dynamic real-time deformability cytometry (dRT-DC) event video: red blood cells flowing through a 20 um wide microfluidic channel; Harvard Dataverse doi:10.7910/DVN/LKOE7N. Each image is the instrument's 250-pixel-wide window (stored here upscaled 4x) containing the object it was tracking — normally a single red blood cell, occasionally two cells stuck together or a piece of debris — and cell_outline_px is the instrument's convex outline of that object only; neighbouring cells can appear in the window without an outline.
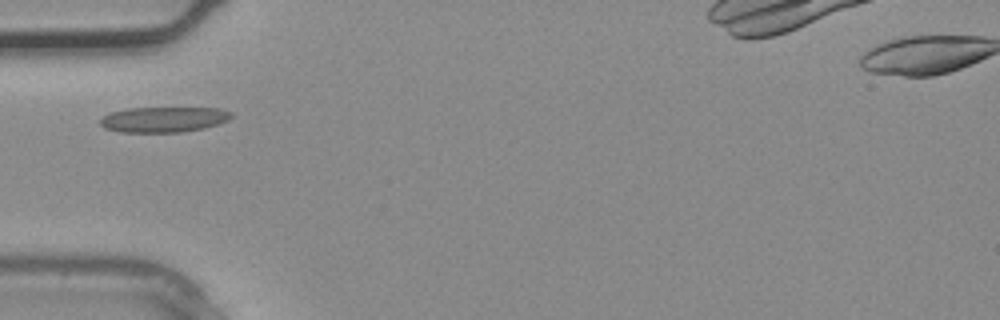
{"species": "common noctule bat (a hibernating species)", "species_latin": "Nyctalus noctula", "temperature_condition": "warm", "stored_images_in_passage": 3, "camera_frame_rate_fps": 3000, "um_per_image_px": 0.085, "animal": {"sex": "male", "body_mass_g": 20.4}, "frame": {"image": 1, "passage_image": 3, "time_ms": 0.667, "image_size_px": [1000, 320], "cell_outline_px": [[232, 116], [228, 120], [204, 128], [180, 132], [120, 132], [104, 128], [100, 124], [100, 120], [104, 116], [112, 112], [128, 108], [220, 108], [232, 112]], "centroid_in_image_um": [13.91, 10.15], "position_along_channel_um": 71.1, "area_um2": 19.31}}